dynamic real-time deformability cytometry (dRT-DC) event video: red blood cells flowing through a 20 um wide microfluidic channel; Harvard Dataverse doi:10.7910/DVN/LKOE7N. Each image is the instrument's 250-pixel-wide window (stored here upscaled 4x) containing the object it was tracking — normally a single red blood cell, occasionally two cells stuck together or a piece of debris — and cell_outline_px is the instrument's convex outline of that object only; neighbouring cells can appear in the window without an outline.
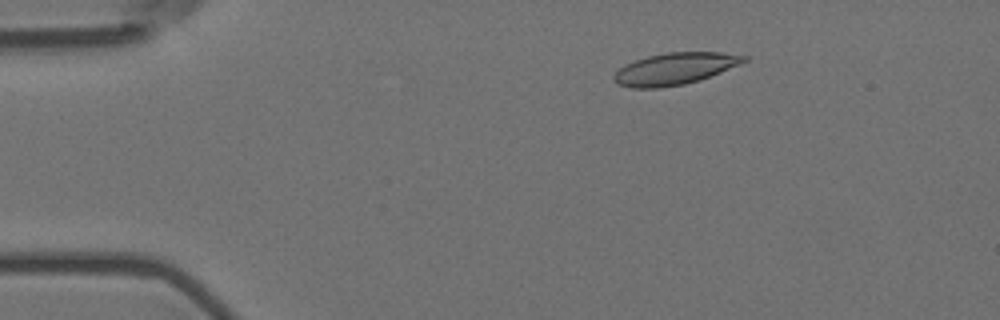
{"species": "Egyptian fruit bat (a non-hibernating species)", "species_latin": "Rousettus aegyptiacus", "temperature_condition": "room temperature", "stored_images_in_passage": 57, "camera_frame_rate_fps": 3000, "um_per_image_px": 0.085, "animal": {"sex": "female"}, "frame": {"image": 1, "passage_image": 10, "time_ms": 3.0, "image_size_px": [1000, 320], "cell_outline_px": [[748, 60], [740, 64], [700, 80], [684, 84], [660, 88], [632, 88], [616, 84], [612, 80], [612, 76], [624, 64], [648, 56], [668, 52], [720, 52], [748, 56]], "centroid_in_image_um": [57.33, 5.85], "position_along_channel_um": 27.7, "area_um2": 24.16}}
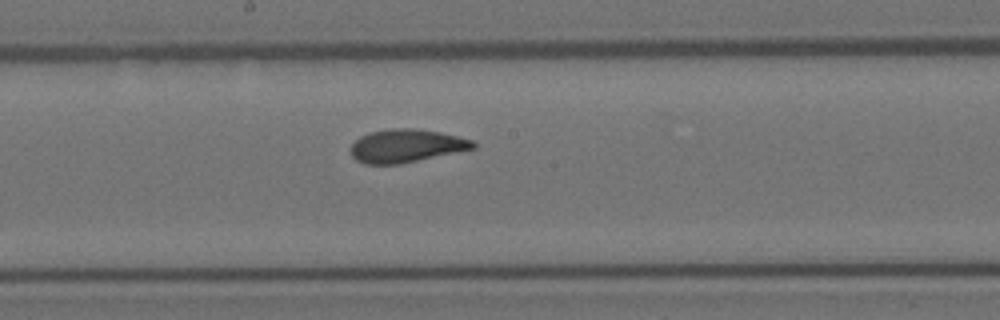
{"frame": {"image": 2, "passage_image": 31, "time_ms": 10.0, "image_size_px": [1000, 320], "cell_outline_px": [[476, 148], [400, 164], [364, 164], [356, 160], [352, 156], [352, 144], [360, 136], [368, 132], [392, 128], [412, 128], [440, 132], [472, 140], [476, 144]], "centroid_in_image_um": [34.52, 12.39], "position_along_channel_um": 213.7, "area_um2": 23.52}}
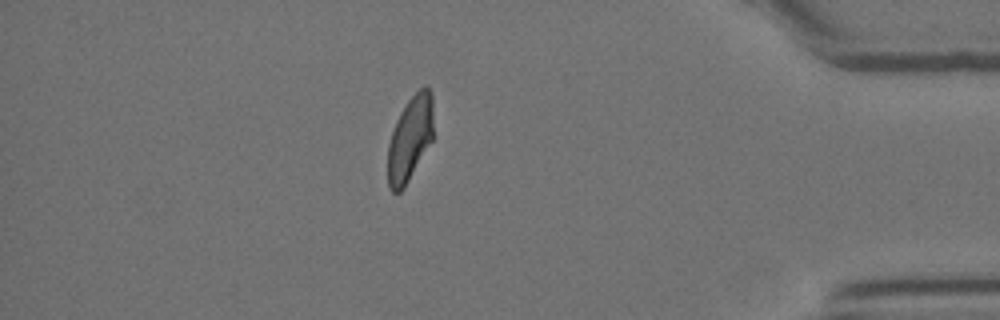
{"frame": {"image": 3, "passage_image": 50, "time_ms": 16.333, "image_size_px": [1000, 320], "cell_outline_px": [[432, 140], [404, 188], [400, 192], [392, 192], [388, 188], [388, 144], [396, 120], [400, 112], [408, 100], [420, 88], [428, 88], [432, 92]], "centroid_in_image_um": [34.83, 11.81], "position_along_channel_um": 400.4, "area_um2": 22.31}, "authors_computed_cell_mechanics": {"area_um2": 23.698, "velocity_mm_per_s": 3.5602, "shape_relaxation_time_tau1_ms": 6.8397, "shape_relaxation_time_tau2_ms": 1.6814, "deformation_change_tau1": 0.1722, "deformation_change_tau2": 0.0759}}